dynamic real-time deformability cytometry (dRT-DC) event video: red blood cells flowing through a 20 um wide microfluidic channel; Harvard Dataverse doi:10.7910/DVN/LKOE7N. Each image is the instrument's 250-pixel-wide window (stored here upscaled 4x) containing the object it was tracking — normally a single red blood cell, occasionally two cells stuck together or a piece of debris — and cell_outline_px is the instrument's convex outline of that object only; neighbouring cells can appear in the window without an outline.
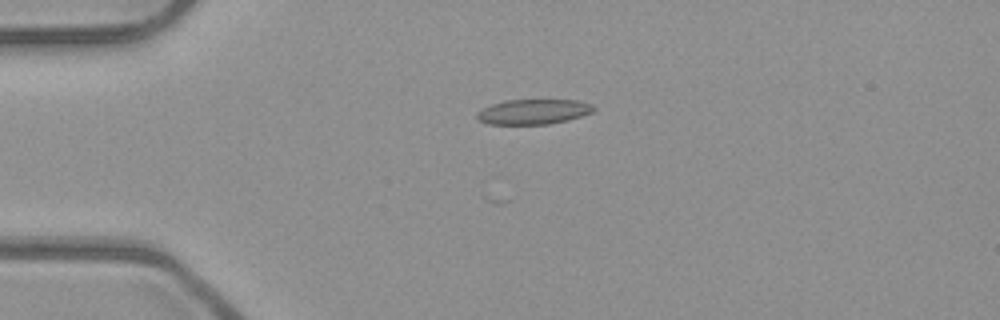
{"species": "common noctule bat (a hibernating species)", "species_latin": "Nyctalus noctula", "temperature_condition": "room temperature", "stored_images_in_passage": 1, "camera_frame_rate_fps": 3000, "um_per_image_px": 0.085, "animal": {"sex": "male", "body_mass_g": 23.1, "forearm_length_mm": 52.7}, "frame": {"image": 1, "passage_image": 1, "time_ms": 0.0, "image_size_px": [1000, 320], "cell_outline_px": [[596, 108], [592, 112], [568, 120], [548, 124], [488, 124], [480, 120], [476, 116], [476, 112], [492, 104], [504, 100], [576, 100], [592, 104]], "centroid_in_image_um": [45.34, 9.49], "position_along_channel_um": 39.7, "area_um2": 16.94}}